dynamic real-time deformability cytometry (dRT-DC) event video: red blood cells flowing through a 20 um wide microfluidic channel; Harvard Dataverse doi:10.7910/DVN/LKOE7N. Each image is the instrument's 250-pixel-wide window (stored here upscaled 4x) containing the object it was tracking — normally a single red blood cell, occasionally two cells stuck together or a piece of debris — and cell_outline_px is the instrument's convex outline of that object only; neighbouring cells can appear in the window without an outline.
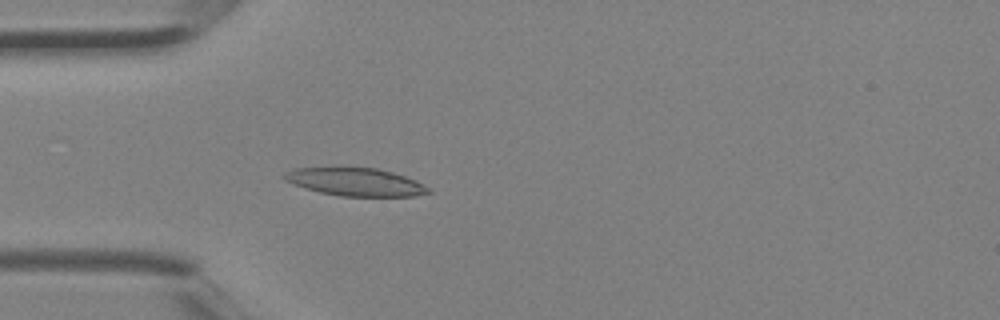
{"species": "Egyptian fruit bat (a non-hibernating species)", "species_latin": "Rousettus aegyptiacus", "temperature_condition": "room temperature", "stored_images_in_passage": 4, "camera_frame_rate_fps": 3000, "um_per_image_px": 0.085, "animal": {"sex": "female"}, "frame": {"image": 1, "passage_image": 4, "time_ms": 1.0, "image_size_px": [1000, 320], "cell_outline_px": [[432, 192], [416, 196], [340, 196], [320, 192], [284, 180], [280, 176], [284, 172], [296, 168], [376, 168], [392, 172], [416, 180], [424, 184]], "centroid_in_image_um": [30.24, 15.47], "position_along_channel_um": 54.8, "area_um2": 23.18}}